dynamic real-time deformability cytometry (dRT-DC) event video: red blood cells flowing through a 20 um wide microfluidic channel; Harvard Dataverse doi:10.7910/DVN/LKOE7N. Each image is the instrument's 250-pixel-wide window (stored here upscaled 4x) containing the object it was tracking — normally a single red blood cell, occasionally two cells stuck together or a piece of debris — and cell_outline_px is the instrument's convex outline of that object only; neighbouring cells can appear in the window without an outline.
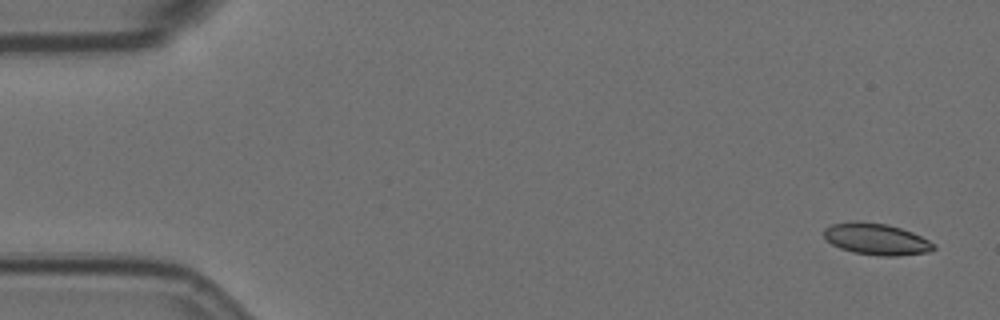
{"species": "Egyptian fruit bat (a non-hibernating species)", "species_latin": "Rousettus aegyptiacus", "temperature_condition": "room temperature", "stored_images_in_passage": 5, "camera_frame_rate_fps": 3000, "um_per_image_px": 0.085, "animal": {"sex": "female"}, "frame": {"image": 1, "passage_image": 1, "time_ms": 0.0, "image_size_px": [1000, 320], "cell_outline_px": [[936, 248], [932, 252], [896, 256], [880, 256], [852, 252], [840, 248], [832, 244], [824, 236], [824, 228], [832, 224], [856, 220], [888, 224], [912, 232], [936, 244]], "centroid_in_image_um": [74.51, 20.32], "position_along_channel_um": 10.5, "area_um2": 20.35}}
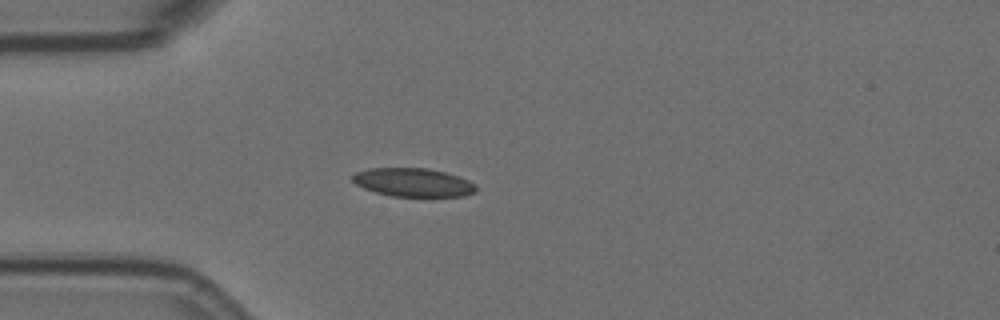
{"frame": {"image": 2, "passage_image": 4, "time_ms": 4.333, "image_size_px": [1000, 320], "cell_outline_px": [[476, 192], [464, 196], [392, 196], [376, 192], [364, 188], [356, 184], [352, 180], [352, 176], [356, 172], [368, 168], [428, 168], [444, 172], [468, 180], [476, 184]], "centroid_in_image_um": [35.12, 15.5], "position_along_channel_um": 49.9, "area_um2": 20.4}}